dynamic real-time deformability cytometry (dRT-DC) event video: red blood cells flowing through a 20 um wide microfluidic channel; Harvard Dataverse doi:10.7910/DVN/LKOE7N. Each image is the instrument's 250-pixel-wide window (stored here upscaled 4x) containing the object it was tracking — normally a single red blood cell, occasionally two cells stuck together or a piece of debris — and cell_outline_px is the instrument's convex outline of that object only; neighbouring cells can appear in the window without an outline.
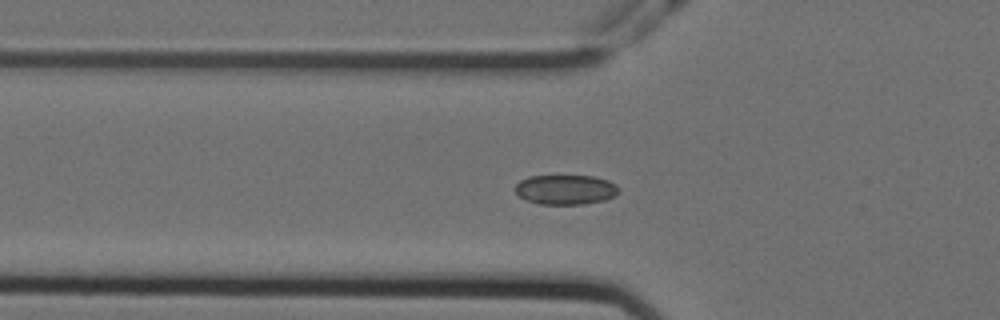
{"species": "Egyptian fruit bat (a non-hibernating species)", "species_latin": "Rousettus aegyptiacus", "temperature_condition": "cold", "stored_images_in_passage": 45, "camera_frame_rate_fps": 3000, "um_per_image_px": 0.085, "animal": {"sex": "female"}, "frame": {"image": 1, "passage_image": 7, "time_ms": 2.0, "image_size_px": [1000, 320], "cell_outline_px": [[620, 192], [604, 200], [584, 204], [540, 204], [528, 200], [520, 196], [512, 188], [520, 180], [528, 176], [592, 176], [608, 180], [616, 184], [620, 188]], "centroid_in_image_um": [48.07, 16.11], "position_along_channel_um": 77.7, "area_um2": 17.98}}
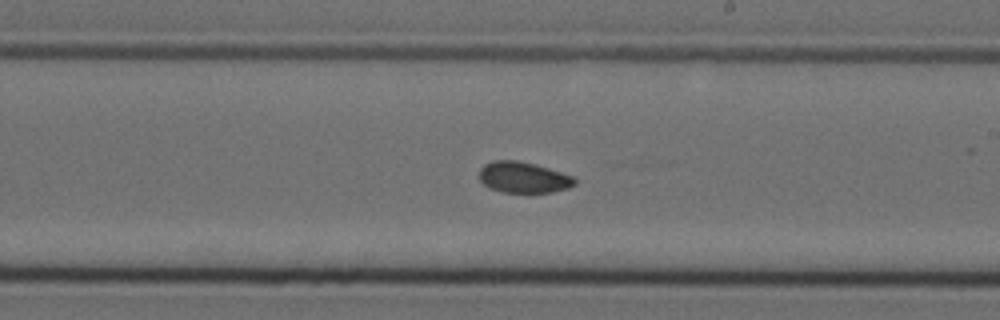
{"frame": {"image": 2, "passage_image": 21, "time_ms": 6.667, "image_size_px": [1000, 320], "cell_outline_px": [[576, 184], [568, 188], [552, 192], [528, 196], [504, 192], [488, 188], [480, 180], [480, 168], [484, 164], [492, 160], [516, 160], [548, 168], [572, 176], [576, 180]], "centroid_in_image_um": [44.48, 15.13], "position_along_channel_um": 244.5, "area_um2": 17.8}}
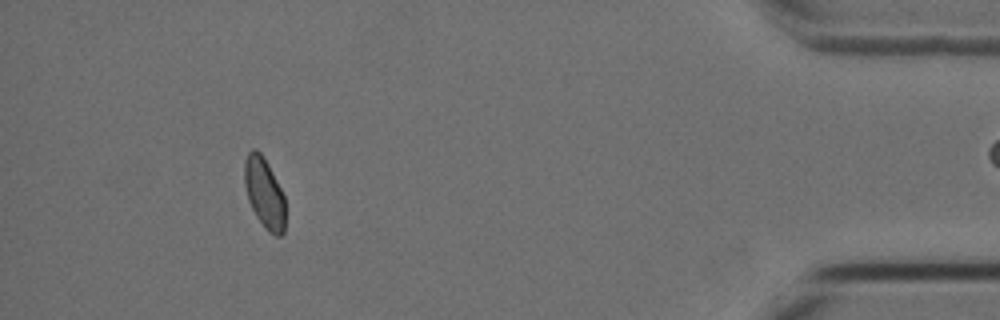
{"frame": {"image": 3, "passage_image": 40, "time_ms": 13.0, "image_size_px": [1000, 320], "cell_outline_px": [[284, 232], [280, 236], [276, 236], [268, 232], [264, 228], [256, 216], [248, 200], [244, 184], [244, 160], [248, 152], [252, 148], [256, 148], [260, 152], [268, 164], [284, 196]], "centroid_in_image_um": [22.44, 16.4], "position_along_channel_um": 412.8, "area_um2": 16.76}, "authors_computed_cell_mechanics": {"area_um2": 17.5712, "velocity_mm_per_s": 3.5626, "shape_relaxation_time_tau1_ms": 5.279, "shape_relaxation_time_tau2_ms": 3.5237, "deformation_change_tau1": 0.0645, "deformation_change_tau2": 0.0439}}